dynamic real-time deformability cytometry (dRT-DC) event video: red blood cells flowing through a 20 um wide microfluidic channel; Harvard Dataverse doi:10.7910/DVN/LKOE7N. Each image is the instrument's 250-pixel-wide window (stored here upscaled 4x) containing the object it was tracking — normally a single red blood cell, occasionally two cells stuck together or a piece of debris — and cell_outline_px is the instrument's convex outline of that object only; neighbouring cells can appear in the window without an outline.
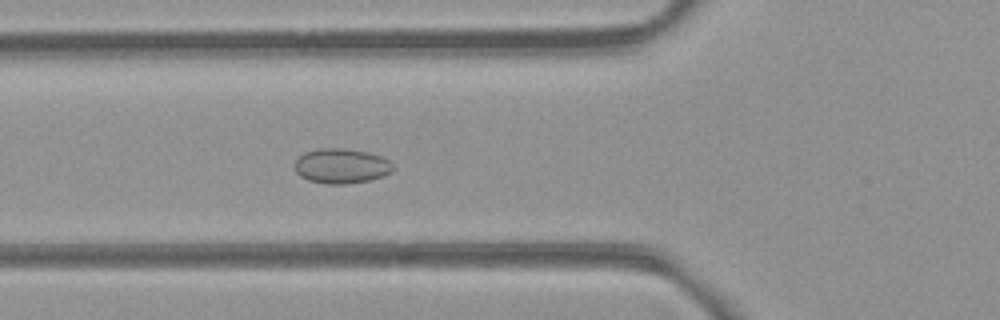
{"species": "common noctule bat (a hibernating species)", "species_latin": "Nyctalus noctula", "temperature_condition": "room temperature", "stored_images_in_passage": 40, "camera_frame_rate_fps": 3000, "um_per_image_px": 0.085, "animal": {"sex": "female", "body_mass_g": 21.9}, "frame": {"image": 1, "passage_image": 5, "time_ms": 1.333, "image_size_px": [1000, 320], "cell_outline_px": [[396, 168], [392, 172], [384, 176], [368, 180], [348, 184], [324, 184], [308, 180], [300, 176], [296, 172], [296, 160], [304, 152], [320, 148], [344, 148], [368, 152], [380, 156], [388, 160]], "centroid_in_image_um": [29.04, 14.11], "position_along_channel_um": 96.8, "area_um2": 20.11}}
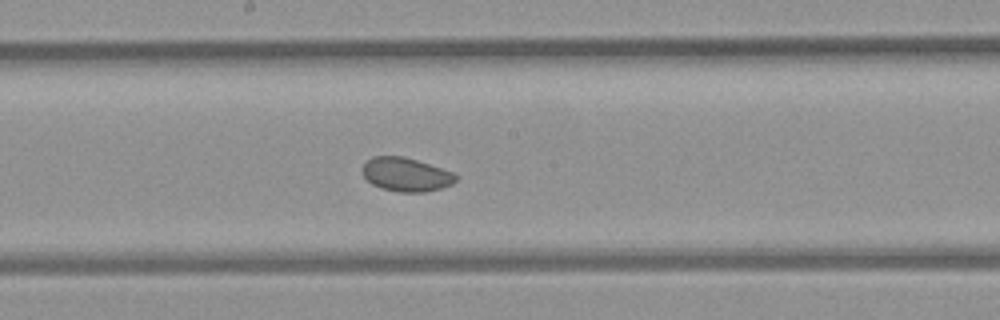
{"frame": {"image": 2, "passage_image": 14, "time_ms": 4.333, "image_size_px": [1000, 320], "cell_outline_px": [[456, 180], [452, 184], [440, 188], [424, 192], [396, 192], [380, 188], [372, 184], [360, 172], [360, 168], [372, 156], [404, 156], [452, 172], [456, 176]], "centroid_in_image_um": [34.45, 14.84], "position_along_channel_um": 213.8, "area_um2": 18.32}}
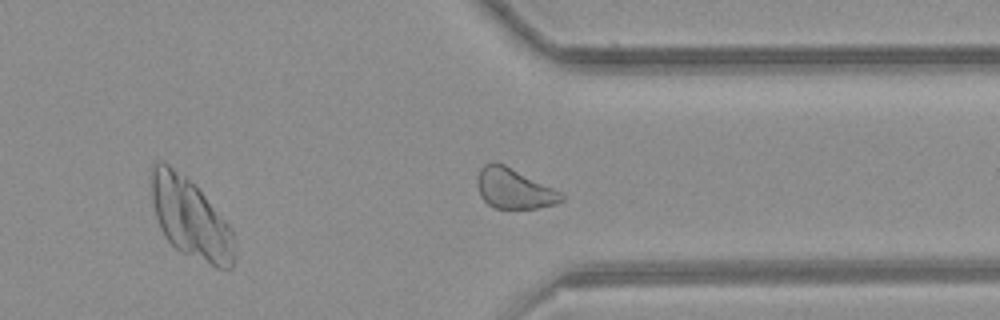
{"frame": {"image": 3, "passage_image": 26, "time_ms": 8.333, "image_size_px": [1000, 320], "cell_outline_px": [[564, 200], [556, 204], [536, 208], [496, 208], [488, 204], [480, 196], [476, 184], [476, 176], [480, 168], [484, 164], [504, 164], [560, 192], [564, 196]], "centroid_in_image_um": [43.65, 16.04], "position_along_channel_um": 367.7, "area_um2": 19.42}}